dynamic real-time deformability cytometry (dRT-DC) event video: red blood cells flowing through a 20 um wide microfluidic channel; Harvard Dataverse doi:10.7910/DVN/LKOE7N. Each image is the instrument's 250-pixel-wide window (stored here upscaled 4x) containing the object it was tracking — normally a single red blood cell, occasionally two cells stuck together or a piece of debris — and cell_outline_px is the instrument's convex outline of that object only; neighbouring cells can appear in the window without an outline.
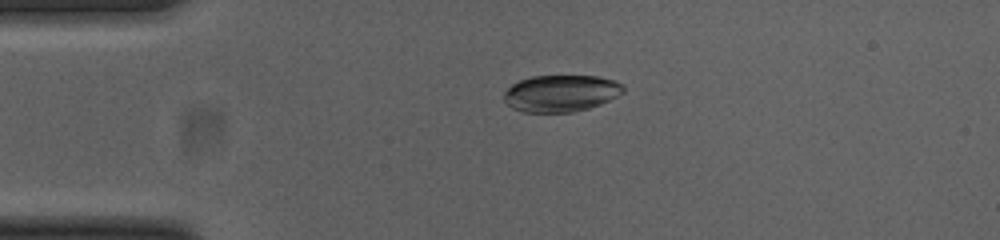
{"species": "common noctule bat (a hibernating species)", "species_latin": "Nyctalus noctula", "temperature_condition": "cold", "stored_images_in_passage": 53, "camera_frame_rate_fps": 3000, "um_per_image_px": 0.085, "animal": {"sex": "female", "body_mass_g": 23.0, "forearm_length_mm": 53.4}, "frame": {"image": 1, "passage_image": 12, "time_ms": 3.667, "image_size_px": [1000, 240], "cell_outline_px": [[624, 92], [600, 104], [588, 108], [572, 112], [524, 112], [512, 108], [504, 100], [504, 92], [512, 84], [520, 80], [532, 76], [596, 76], [616, 80], [624, 84]], "centroid_in_image_um": [47.69, 7.92], "position_along_channel_um": 37.3, "area_um2": 25.55}}
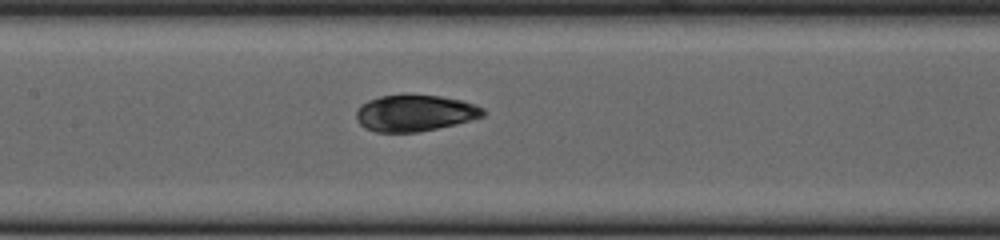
{"frame": {"image": 2, "passage_image": 25, "time_ms": 8.0, "image_size_px": [1000, 240], "cell_outline_px": [[484, 116], [456, 124], [416, 132], [376, 132], [364, 128], [356, 120], [356, 112], [360, 104], [368, 100], [380, 96], [440, 96], [464, 100], [484, 108]], "centroid_in_image_um": [35.25, 9.62], "position_along_channel_um": 172.2, "area_um2": 26.7}}
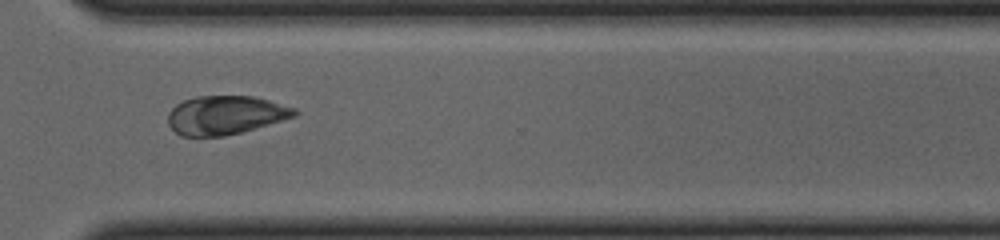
{"frame": {"image": 3, "passage_image": 39, "time_ms": 12.667, "image_size_px": [1000, 240], "cell_outline_px": [[300, 112], [296, 116], [240, 132], [224, 136], [180, 136], [168, 124], [168, 112], [176, 104], [184, 100], [196, 96], [252, 96], [268, 100], [296, 108]], "centroid_in_image_um": [19.15, 9.78], "position_along_channel_um": 351.5, "area_um2": 28.44}, "authors_computed_cell_mechanics": {"area_um2": 27.3394, "velocity_mm_per_s": 3.8403, "shape_relaxation_time_tau1_ms": 5.1984, "shape_relaxation_time_tau2_ms": 2.6006, "deformation_change_tau1": 0.0486, "deformation_change_tau2": 0.0438}}